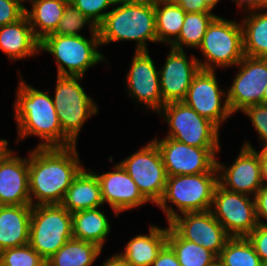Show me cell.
Instances as JSON below:
<instances>
[{"label":"cell","instance_id":"ffe728a7","mask_svg":"<svg viewBox=\"0 0 267 266\" xmlns=\"http://www.w3.org/2000/svg\"><path fill=\"white\" fill-rule=\"evenodd\" d=\"M112 166L114 167L113 170L106 173L93 172L100 183L102 201L110 206L109 208L114 212L115 217L150 203L119 163L114 162Z\"/></svg>","mask_w":267,"mask_h":266},{"label":"cell","instance_id":"ab89813d","mask_svg":"<svg viewBox=\"0 0 267 266\" xmlns=\"http://www.w3.org/2000/svg\"><path fill=\"white\" fill-rule=\"evenodd\" d=\"M151 266H181L172 248L166 244Z\"/></svg>","mask_w":267,"mask_h":266},{"label":"cell","instance_id":"ba28073f","mask_svg":"<svg viewBox=\"0 0 267 266\" xmlns=\"http://www.w3.org/2000/svg\"><path fill=\"white\" fill-rule=\"evenodd\" d=\"M72 238V213L61 204L32 206L29 244L45 261Z\"/></svg>","mask_w":267,"mask_h":266},{"label":"cell","instance_id":"9a60e30c","mask_svg":"<svg viewBox=\"0 0 267 266\" xmlns=\"http://www.w3.org/2000/svg\"><path fill=\"white\" fill-rule=\"evenodd\" d=\"M149 51H135L125 79L129 98L146 109L158 113L165 105L160 89L159 69Z\"/></svg>","mask_w":267,"mask_h":266},{"label":"cell","instance_id":"52a82bcc","mask_svg":"<svg viewBox=\"0 0 267 266\" xmlns=\"http://www.w3.org/2000/svg\"><path fill=\"white\" fill-rule=\"evenodd\" d=\"M83 79L82 76L57 75L54 96L51 95L62 132L75 145H78L77 139L84 124L99 113L94 98L84 91Z\"/></svg>","mask_w":267,"mask_h":266},{"label":"cell","instance_id":"8fae6325","mask_svg":"<svg viewBox=\"0 0 267 266\" xmlns=\"http://www.w3.org/2000/svg\"><path fill=\"white\" fill-rule=\"evenodd\" d=\"M118 163L150 204L156 205L164 193L168 177L157 145L148 141Z\"/></svg>","mask_w":267,"mask_h":266},{"label":"cell","instance_id":"6da1fadb","mask_svg":"<svg viewBox=\"0 0 267 266\" xmlns=\"http://www.w3.org/2000/svg\"><path fill=\"white\" fill-rule=\"evenodd\" d=\"M84 167L77 145L32 148L29 151L31 205L61 204L73 179Z\"/></svg>","mask_w":267,"mask_h":266},{"label":"cell","instance_id":"8992f818","mask_svg":"<svg viewBox=\"0 0 267 266\" xmlns=\"http://www.w3.org/2000/svg\"><path fill=\"white\" fill-rule=\"evenodd\" d=\"M198 50L204 58L196 56L200 69L235 67L245 56L241 22L217 15L208 26Z\"/></svg>","mask_w":267,"mask_h":266},{"label":"cell","instance_id":"9c48e42d","mask_svg":"<svg viewBox=\"0 0 267 266\" xmlns=\"http://www.w3.org/2000/svg\"><path fill=\"white\" fill-rule=\"evenodd\" d=\"M157 114L169 128L164 137L195 147H221L220 128L183 101L166 103Z\"/></svg>","mask_w":267,"mask_h":266},{"label":"cell","instance_id":"ee69618b","mask_svg":"<svg viewBox=\"0 0 267 266\" xmlns=\"http://www.w3.org/2000/svg\"><path fill=\"white\" fill-rule=\"evenodd\" d=\"M261 164V178L263 185H267V148H261L257 151Z\"/></svg>","mask_w":267,"mask_h":266},{"label":"cell","instance_id":"603a6c76","mask_svg":"<svg viewBox=\"0 0 267 266\" xmlns=\"http://www.w3.org/2000/svg\"><path fill=\"white\" fill-rule=\"evenodd\" d=\"M84 167L73 179L61 205L70 213L95 209L104 205L101 197V187L93 170Z\"/></svg>","mask_w":267,"mask_h":266},{"label":"cell","instance_id":"277c9868","mask_svg":"<svg viewBox=\"0 0 267 266\" xmlns=\"http://www.w3.org/2000/svg\"><path fill=\"white\" fill-rule=\"evenodd\" d=\"M217 185L218 172L168 176L156 206L166 215L167 223L182 213L209 211Z\"/></svg>","mask_w":267,"mask_h":266},{"label":"cell","instance_id":"bcb514c9","mask_svg":"<svg viewBox=\"0 0 267 266\" xmlns=\"http://www.w3.org/2000/svg\"><path fill=\"white\" fill-rule=\"evenodd\" d=\"M8 142H9V141L6 140V139H4V138L0 139V151H1L7 144H9Z\"/></svg>","mask_w":267,"mask_h":266},{"label":"cell","instance_id":"8d00e7d4","mask_svg":"<svg viewBox=\"0 0 267 266\" xmlns=\"http://www.w3.org/2000/svg\"><path fill=\"white\" fill-rule=\"evenodd\" d=\"M25 15V7L17 0H0V27L17 22Z\"/></svg>","mask_w":267,"mask_h":266},{"label":"cell","instance_id":"83f0119b","mask_svg":"<svg viewBox=\"0 0 267 266\" xmlns=\"http://www.w3.org/2000/svg\"><path fill=\"white\" fill-rule=\"evenodd\" d=\"M186 12L174 0H155L157 43L170 46L180 35Z\"/></svg>","mask_w":267,"mask_h":266},{"label":"cell","instance_id":"7a4b0ae2","mask_svg":"<svg viewBox=\"0 0 267 266\" xmlns=\"http://www.w3.org/2000/svg\"><path fill=\"white\" fill-rule=\"evenodd\" d=\"M19 71V72H18ZM19 83L13 102L17 142L30 136L41 139L36 147H69L75 145L63 132L50 90L41 91L26 82L18 69Z\"/></svg>","mask_w":267,"mask_h":266},{"label":"cell","instance_id":"4dcf8cb0","mask_svg":"<svg viewBox=\"0 0 267 266\" xmlns=\"http://www.w3.org/2000/svg\"><path fill=\"white\" fill-rule=\"evenodd\" d=\"M217 15L213 12L186 13L179 37L169 46L175 50L198 49L208 26Z\"/></svg>","mask_w":267,"mask_h":266},{"label":"cell","instance_id":"5b68a950","mask_svg":"<svg viewBox=\"0 0 267 266\" xmlns=\"http://www.w3.org/2000/svg\"><path fill=\"white\" fill-rule=\"evenodd\" d=\"M86 36H60L49 34L40 41V53L48 52L54 57L57 75L82 76L98 63L109 64L108 59L99 50V33Z\"/></svg>","mask_w":267,"mask_h":266},{"label":"cell","instance_id":"ac0fdd59","mask_svg":"<svg viewBox=\"0 0 267 266\" xmlns=\"http://www.w3.org/2000/svg\"><path fill=\"white\" fill-rule=\"evenodd\" d=\"M8 145L0 151V205H31L29 151L23 158Z\"/></svg>","mask_w":267,"mask_h":266},{"label":"cell","instance_id":"681fc988","mask_svg":"<svg viewBox=\"0 0 267 266\" xmlns=\"http://www.w3.org/2000/svg\"><path fill=\"white\" fill-rule=\"evenodd\" d=\"M21 5H23L24 7H26V5H24V4H26L27 2H31V1H33V0H17Z\"/></svg>","mask_w":267,"mask_h":266},{"label":"cell","instance_id":"c3c4849f","mask_svg":"<svg viewBox=\"0 0 267 266\" xmlns=\"http://www.w3.org/2000/svg\"><path fill=\"white\" fill-rule=\"evenodd\" d=\"M263 103L267 104V85L265 87L264 94H263Z\"/></svg>","mask_w":267,"mask_h":266},{"label":"cell","instance_id":"d6a6232c","mask_svg":"<svg viewBox=\"0 0 267 266\" xmlns=\"http://www.w3.org/2000/svg\"><path fill=\"white\" fill-rule=\"evenodd\" d=\"M85 27H87L90 33H98V27L91 21V19L69 2L63 12V17L53 34L60 36H82L83 34L81 32Z\"/></svg>","mask_w":267,"mask_h":266},{"label":"cell","instance_id":"cb8c5ba5","mask_svg":"<svg viewBox=\"0 0 267 266\" xmlns=\"http://www.w3.org/2000/svg\"><path fill=\"white\" fill-rule=\"evenodd\" d=\"M148 234L130 238L119 252L132 266H151L159 252L167 244V226L149 224Z\"/></svg>","mask_w":267,"mask_h":266},{"label":"cell","instance_id":"e0dca14e","mask_svg":"<svg viewBox=\"0 0 267 266\" xmlns=\"http://www.w3.org/2000/svg\"><path fill=\"white\" fill-rule=\"evenodd\" d=\"M169 225L183 239L203 246L216 256L231 238L210 210L182 213L172 219Z\"/></svg>","mask_w":267,"mask_h":266},{"label":"cell","instance_id":"d4e9b609","mask_svg":"<svg viewBox=\"0 0 267 266\" xmlns=\"http://www.w3.org/2000/svg\"><path fill=\"white\" fill-rule=\"evenodd\" d=\"M103 207L80 210L72 213L73 238L89 241L104 249L112 225Z\"/></svg>","mask_w":267,"mask_h":266},{"label":"cell","instance_id":"60d3db41","mask_svg":"<svg viewBox=\"0 0 267 266\" xmlns=\"http://www.w3.org/2000/svg\"><path fill=\"white\" fill-rule=\"evenodd\" d=\"M186 13L212 12L204 0H174Z\"/></svg>","mask_w":267,"mask_h":266},{"label":"cell","instance_id":"836d02e7","mask_svg":"<svg viewBox=\"0 0 267 266\" xmlns=\"http://www.w3.org/2000/svg\"><path fill=\"white\" fill-rule=\"evenodd\" d=\"M0 266H46V261L28 243L1 251Z\"/></svg>","mask_w":267,"mask_h":266},{"label":"cell","instance_id":"7bdbcfd3","mask_svg":"<svg viewBox=\"0 0 267 266\" xmlns=\"http://www.w3.org/2000/svg\"><path fill=\"white\" fill-rule=\"evenodd\" d=\"M102 266H132L119 252L113 253L103 261Z\"/></svg>","mask_w":267,"mask_h":266},{"label":"cell","instance_id":"d6986e66","mask_svg":"<svg viewBox=\"0 0 267 266\" xmlns=\"http://www.w3.org/2000/svg\"><path fill=\"white\" fill-rule=\"evenodd\" d=\"M165 63L159 69L163 102H180L187 95L194 75L200 70L196 56L186 51L169 49Z\"/></svg>","mask_w":267,"mask_h":266},{"label":"cell","instance_id":"b9f144b4","mask_svg":"<svg viewBox=\"0 0 267 266\" xmlns=\"http://www.w3.org/2000/svg\"><path fill=\"white\" fill-rule=\"evenodd\" d=\"M235 3L236 7L239 8V11H254L260 9V0H232ZM244 10V11H243Z\"/></svg>","mask_w":267,"mask_h":266},{"label":"cell","instance_id":"4316f807","mask_svg":"<svg viewBox=\"0 0 267 266\" xmlns=\"http://www.w3.org/2000/svg\"><path fill=\"white\" fill-rule=\"evenodd\" d=\"M241 22L245 56L267 58V9L245 12Z\"/></svg>","mask_w":267,"mask_h":266},{"label":"cell","instance_id":"7402d4cb","mask_svg":"<svg viewBox=\"0 0 267 266\" xmlns=\"http://www.w3.org/2000/svg\"><path fill=\"white\" fill-rule=\"evenodd\" d=\"M32 205H0V252L29 243Z\"/></svg>","mask_w":267,"mask_h":266},{"label":"cell","instance_id":"f6af8a7d","mask_svg":"<svg viewBox=\"0 0 267 266\" xmlns=\"http://www.w3.org/2000/svg\"><path fill=\"white\" fill-rule=\"evenodd\" d=\"M221 0H204L206 5L213 11Z\"/></svg>","mask_w":267,"mask_h":266},{"label":"cell","instance_id":"44dd1931","mask_svg":"<svg viewBox=\"0 0 267 266\" xmlns=\"http://www.w3.org/2000/svg\"><path fill=\"white\" fill-rule=\"evenodd\" d=\"M39 46L40 41L34 36L26 15L15 23L0 27V51L10 62L37 56Z\"/></svg>","mask_w":267,"mask_h":266},{"label":"cell","instance_id":"7dc6e473","mask_svg":"<svg viewBox=\"0 0 267 266\" xmlns=\"http://www.w3.org/2000/svg\"><path fill=\"white\" fill-rule=\"evenodd\" d=\"M260 9H267V0H260Z\"/></svg>","mask_w":267,"mask_h":266},{"label":"cell","instance_id":"d590c367","mask_svg":"<svg viewBox=\"0 0 267 266\" xmlns=\"http://www.w3.org/2000/svg\"><path fill=\"white\" fill-rule=\"evenodd\" d=\"M249 118L258 134L261 148H267V104L260 103L247 107L243 112Z\"/></svg>","mask_w":267,"mask_h":266},{"label":"cell","instance_id":"f35d334b","mask_svg":"<svg viewBox=\"0 0 267 266\" xmlns=\"http://www.w3.org/2000/svg\"><path fill=\"white\" fill-rule=\"evenodd\" d=\"M254 199L257 222L260 225H267V185L262 186L255 194Z\"/></svg>","mask_w":267,"mask_h":266},{"label":"cell","instance_id":"3957f363","mask_svg":"<svg viewBox=\"0 0 267 266\" xmlns=\"http://www.w3.org/2000/svg\"><path fill=\"white\" fill-rule=\"evenodd\" d=\"M101 46L134 41L135 51H149L148 43H157L155 0H117L98 26Z\"/></svg>","mask_w":267,"mask_h":266},{"label":"cell","instance_id":"4fadbf2b","mask_svg":"<svg viewBox=\"0 0 267 266\" xmlns=\"http://www.w3.org/2000/svg\"><path fill=\"white\" fill-rule=\"evenodd\" d=\"M216 70L200 69L193 77L183 102L219 128L233 114L227 101V90L219 85Z\"/></svg>","mask_w":267,"mask_h":266},{"label":"cell","instance_id":"f546056e","mask_svg":"<svg viewBox=\"0 0 267 266\" xmlns=\"http://www.w3.org/2000/svg\"><path fill=\"white\" fill-rule=\"evenodd\" d=\"M167 225V244L175 252L181 266H214L217 263V256L213 252L183 239L169 223Z\"/></svg>","mask_w":267,"mask_h":266},{"label":"cell","instance_id":"5bb4252c","mask_svg":"<svg viewBox=\"0 0 267 266\" xmlns=\"http://www.w3.org/2000/svg\"><path fill=\"white\" fill-rule=\"evenodd\" d=\"M235 68H238V72L227 88V101L233 115L263 103L267 85V58L244 56Z\"/></svg>","mask_w":267,"mask_h":266},{"label":"cell","instance_id":"7c38bea8","mask_svg":"<svg viewBox=\"0 0 267 266\" xmlns=\"http://www.w3.org/2000/svg\"><path fill=\"white\" fill-rule=\"evenodd\" d=\"M210 211L231 237H247L258 225L254 197L216 186Z\"/></svg>","mask_w":267,"mask_h":266},{"label":"cell","instance_id":"1f68e13d","mask_svg":"<svg viewBox=\"0 0 267 266\" xmlns=\"http://www.w3.org/2000/svg\"><path fill=\"white\" fill-rule=\"evenodd\" d=\"M220 266H263L247 237H231L217 256Z\"/></svg>","mask_w":267,"mask_h":266},{"label":"cell","instance_id":"e575fe53","mask_svg":"<svg viewBox=\"0 0 267 266\" xmlns=\"http://www.w3.org/2000/svg\"><path fill=\"white\" fill-rule=\"evenodd\" d=\"M117 0H70L77 9L98 27ZM111 8V9H110Z\"/></svg>","mask_w":267,"mask_h":266},{"label":"cell","instance_id":"74e56055","mask_svg":"<svg viewBox=\"0 0 267 266\" xmlns=\"http://www.w3.org/2000/svg\"><path fill=\"white\" fill-rule=\"evenodd\" d=\"M263 264L267 263V225L258 224L247 236Z\"/></svg>","mask_w":267,"mask_h":266},{"label":"cell","instance_id":"f1b7e54d","mask_svg":"<svg viewBox=\"0 0 267 266\" xmlns=\"http://www.w3.org/2000/svg\"><path fill=\"white\" fill-rule=\"evenodd\" d=\"M101 252L95 243L72 238L46 261V266H92Z\"/></svg>","mask_w":267,"mask_h":266},{"label":"cell","instance_id":"484cf974","mask_svg":"<svg viewBox=\"0 0 267 266\" xmlns=\"http://www.w3.org/2000/svg\"><path fill=\"white\" fill-rule=\"evenodd\" d=\"M69 2L70 0H33L30 2V10L25 7V15L39 41L56 31Z\"/></svg>","mask_w":267,"mask_h":266},{"label":"cell","instance_id":"2e32d148","mask_svg":"<svg viewBox=\"0 0 267 266\" xmlns=\"http://www.w3.org/2000/svg\"><path fill=\"white\" fill-rule=\"evenodd\" d=\"M218 184L224 189L254 197L262 188L261 164L258 152L247 140L231 165L216 159Z\"/></svg>","mask_w":267,"mask_h":266},{"label":"cell","instance_id":"30bf717a","mask_svg":"<svg viewBox=\"0 0 267 266\" xmlns=\"http://www.w3.org/2000/svg\"><path fill=\"white\" fill-rule=\"evenodd\" d=\"M152 141L161 154L167 176L218 172L216 159L221 147H195L164 137Z\"/></svg>","mask_w":267,"mask_h":266}]
</instances>
